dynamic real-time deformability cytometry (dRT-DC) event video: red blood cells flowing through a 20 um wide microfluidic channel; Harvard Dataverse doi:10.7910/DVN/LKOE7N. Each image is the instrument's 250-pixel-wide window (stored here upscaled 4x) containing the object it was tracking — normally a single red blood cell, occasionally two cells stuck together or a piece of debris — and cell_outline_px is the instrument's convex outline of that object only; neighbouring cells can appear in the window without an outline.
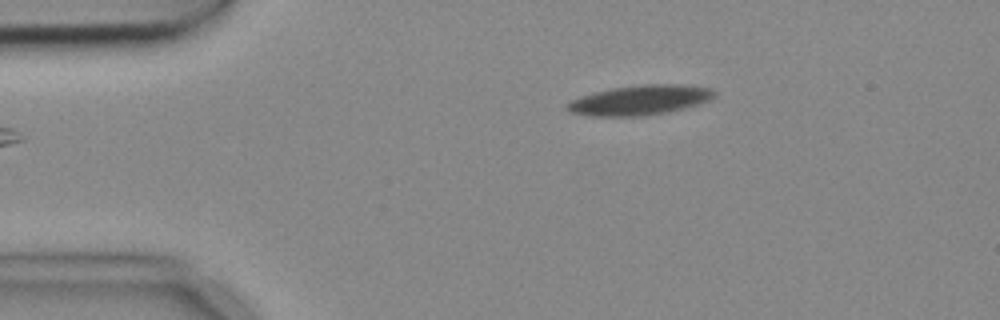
{"species": "common noctule bat (a hibernating species)", "species_latin": "Nyctalus noctula", "temperature_condition": "cold", "stored_images_in_passage": 6, "camera_frame_rate_fps": 3000, "um_per_image_px": 0.085, "animal": {"sex": "female", "body_mass_g": 18.4}, "frame": {"image": 1, "passage_image": 6, "time_ms": 1.667, "image_size_px": [1000, 320], "cell_outline_px": [[716, 96], [712, 100], [700, 104], [668, 112], [640, 116], [592, 116], [572, 112], [568, 108], [568, 104], [572, 100], [580, 96], [612, 88], [644, 84], [680, 84], [712, 88], [716, 92]], "centroid_in_image_um": [54.49, 8.5], "position_along_channel_um": 30.5, "area_um2": 25.49}}